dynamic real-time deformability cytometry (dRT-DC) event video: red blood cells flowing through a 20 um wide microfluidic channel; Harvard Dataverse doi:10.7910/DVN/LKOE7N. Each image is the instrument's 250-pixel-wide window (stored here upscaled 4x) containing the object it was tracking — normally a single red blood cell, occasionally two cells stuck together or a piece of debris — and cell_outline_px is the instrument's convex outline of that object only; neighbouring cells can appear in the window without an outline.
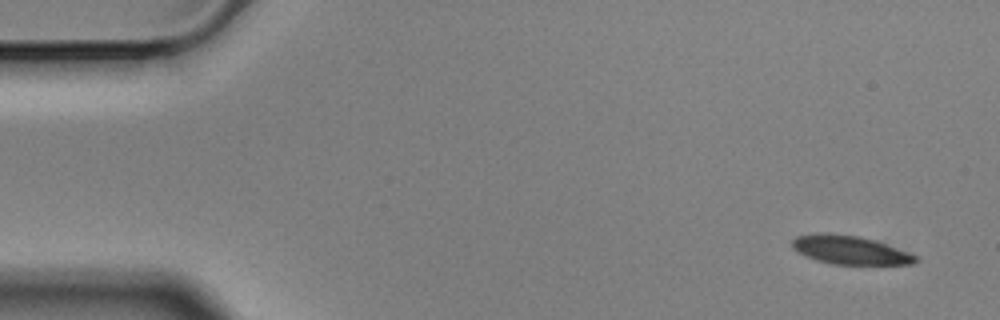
{"species": "Egyptian fruit bat (a non-hibernating species)", "species_latin": "Rousettus aegyptiacus", "temperature_condition": "cold", "stored_images_in_passage": 6, "camera_frame_rate_fps": 3000, "um_per_image_px": 0.085, "animal": {"sex": "male"}, "frame": {"image": 1, "passage_image": 1, "time_ms": 0.0, "image_size_px": [1000, 320], "cell_outline_px": [[920, 260], [916, 264], [832, 264], [816, 260], [792, 248], [792, 240], [796, 236], [816, 232], [824, 232], [860, 236], [896, 248], [916, 256]], "centroid_in_image_um": [72.21, 21.24], "position_along_channel_um": 12.8, "area_um2": 20.35}}
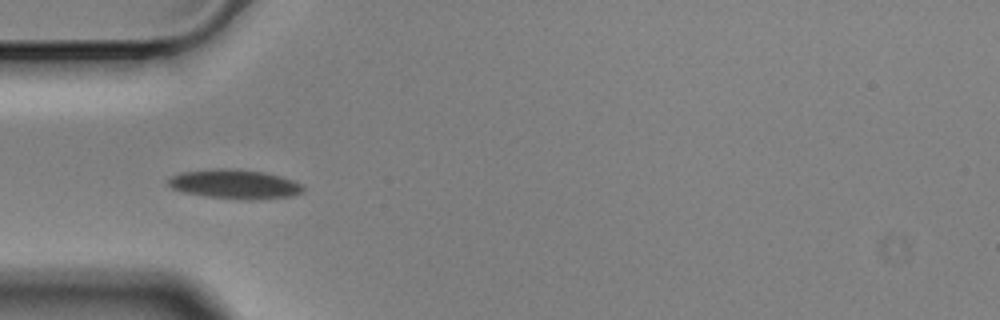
{"frame": {"image": 2, "passage_image": 5, "time_ms": 1.333, "image_size_px": [1000, 320], "cell_outline_px": [[304, 192], [292, 196], [248, 200], [204, 196], [184, 192], [172, 188], [168, 184], [168, 180], [172, 176], [180, 172], [212, 168], [240, 168], [264, 172], [280, 176], [292, 180], [300, 184], [304, 188]], "centroid_in_image_um": [19.94, 15.64], "position_along_channel_um": 65.1, "area_um2": 23.18}}
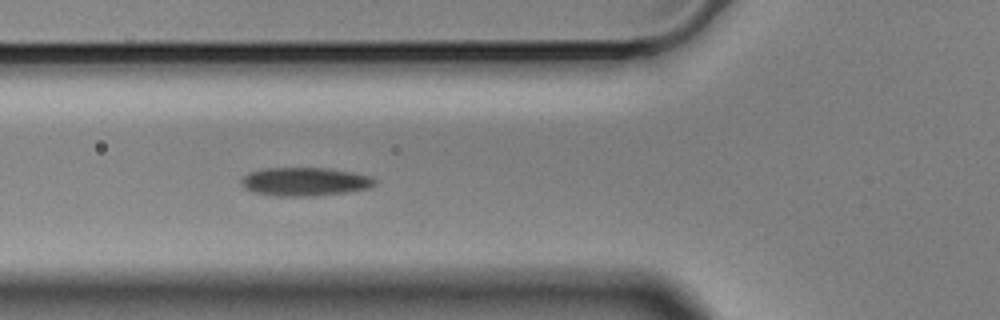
{"frame": {"image": 3, "passage_image": 6, "time_ms": 1.667, "image_size_px": [1000, 320], "cell_outline_px": [[376, 184], [368, 188], [348, 192], [304, 196], [272, 196], [252, 192], [244, 188], [240, 184], [240, 180], [248, 172], [264, 168], [332, 168], [372, 176], [376, 180]], "centroid_in_image_um": [25.88, 15.43], "position_along_channel_um": 99.9, "area_um2": 22.37}}